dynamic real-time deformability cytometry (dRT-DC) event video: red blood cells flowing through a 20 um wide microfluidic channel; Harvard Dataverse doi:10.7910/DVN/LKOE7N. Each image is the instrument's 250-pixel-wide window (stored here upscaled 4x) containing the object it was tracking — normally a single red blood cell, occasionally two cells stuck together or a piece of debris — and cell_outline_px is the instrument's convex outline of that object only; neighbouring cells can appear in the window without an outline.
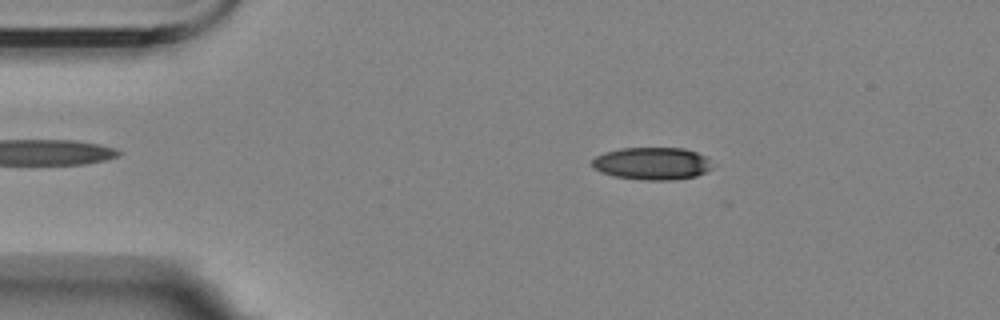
{"species": "Egyptian fruit bat (a non-hibernating species)", "species_latin": "Rousettus aegyptiacus", "temperature_condition": "room temperature", "stored_images_in_passage": 6, "camera_frame_rate_fps": 3000, "um_per_image_px": 0.085, "animal": {"sex": "female"}, "frame": {"image": 1, "passage_image": 4, "time_ms": 3.333, "image_size_px": [1000, 320], "cell_outline_px": [[712, 168], [696, 176], [672, 180], [640, 180], [612, 176], [600, 172], [592, 168], [592, 160], [596, 156], [604, 152], [620, 148], [684, 148], [696, 152], [704, 156], [708, 160]], "centroid_in_image_um": [55.37, 13.9], "position_along_channel_um": 29.6, "area_um2": 22.83}}